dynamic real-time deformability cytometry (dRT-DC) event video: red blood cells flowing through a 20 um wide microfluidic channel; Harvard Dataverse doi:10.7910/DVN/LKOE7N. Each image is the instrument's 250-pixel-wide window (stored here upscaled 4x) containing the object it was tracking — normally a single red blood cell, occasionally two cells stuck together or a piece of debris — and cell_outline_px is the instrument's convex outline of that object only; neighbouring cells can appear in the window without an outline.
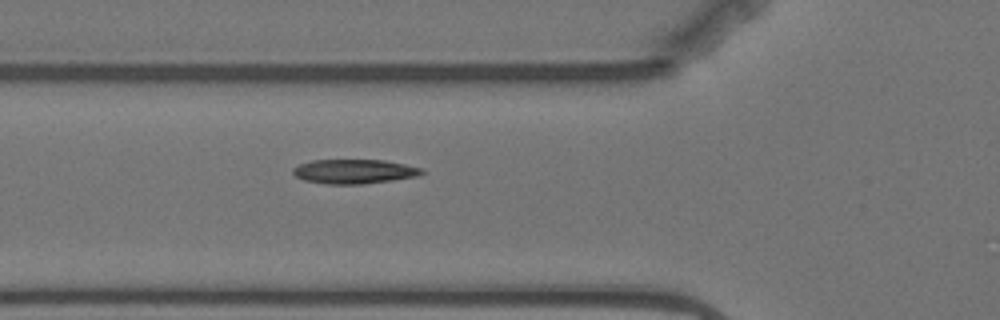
{"species": "Egyptian fruit bat (a non-hibernating species)", "species_latin": "Rousettus aegyptiacus", "temperature_condition": "warm", "stored_images_in_passage": 5, "camera_frame_rate_fps": 3000, "um_per_image_px": 0.085, "animal": {"sex": "female"}, "frame": {"image": 1, "passage_image": 5, "time_ms": 5.333, "image_size_px": [1000, 320], "cell_outline_px": [[424, 172], [416, 176], [392, 180], [360, 184], [324, 184], [304, 180], [296, 176], [292, 172], [292, 168], [300, 164], [312, 160], [384, 160], [424, 168]], "centroid_in_image_um": [30.09, 14.57], "position_along_channel_um": 95.7, "area_um2": 18.21}}